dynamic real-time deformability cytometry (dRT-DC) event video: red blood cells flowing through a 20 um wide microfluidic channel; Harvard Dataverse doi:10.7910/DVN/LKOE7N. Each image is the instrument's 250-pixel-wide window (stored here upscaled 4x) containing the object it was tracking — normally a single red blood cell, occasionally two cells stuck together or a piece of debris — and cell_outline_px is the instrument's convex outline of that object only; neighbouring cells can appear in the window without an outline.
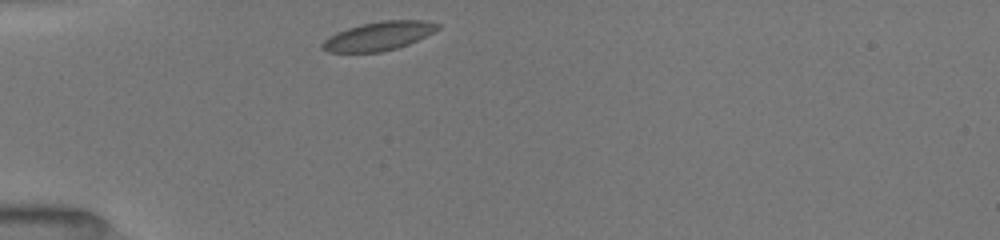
{"species": "common noctule bat (a hibernating species)", "species_latin": "Nyctalus noctula", "temperature_condition": "room temperature", "stored_images_in_passage": 32, "camera_frame_rate_fps": 3000, "um_per_image_px": 0.085, "animal": {"sex": "female", "body_mass_g": 19.5, "forearm_length_mm": 54.1}, "frame": {"image": 1, "passage_image": 1, "time_ms": 0.0, "image_size_px": [1000, 240], "cell_outline_px": [[440, 28], [408, 44], [396, 48], [380, 52], [328, 52], [320, 48], [320, 44], [328, 36], [336, 32], [348, 28], [380, 20], [424, 20], [440, 24]], "centroid_in_image_um": [32.14, 3.06], "position_along_channel_um": 52.9, "area_um2": 19.19}}
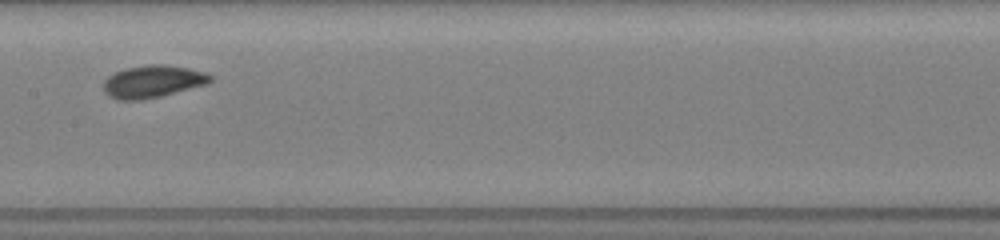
{"frame": {"image": 2, "passage_image": 13, "time_ms": 4.0, "image_size_px": [1000, 240], "cell_outline_px": [[212, 80], [208, 84], [160, 96], [140, 100], [116, 100], [108, 96], [104, 92], [104, 80], [108, 76], [116, 72], [128, 68], [148, 64], [164, 64], [188, 68], [204, 72], [212, 76]], "centroid_in_image_um": [12.97, 6.93], "position_along_channel_um": 194.4, "area_um2": 20.11}}
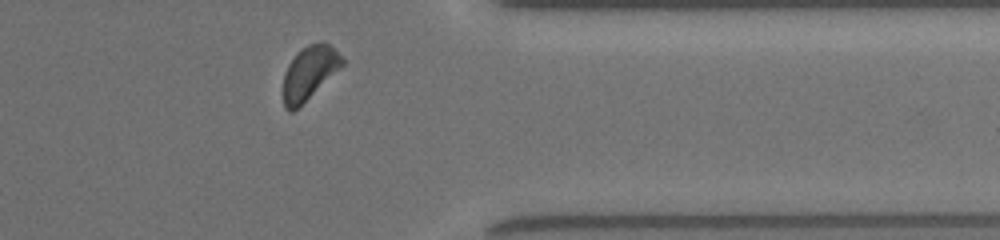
{"frame": {"image": 3, "passage_image": 28, "time_ms": 9.0, "image_size_px": [1000, 240], "cell_outline_px": [[344, 64], [340, 68], [292, 112], [288, 112], [284, 108], [284, 76], [288, 64], [296, 52], [308, 44], [324, 40], [344, 60]], "centroid_in_image_um": [26.27, 6.16], "position_along_channel_um": 385.1, "area_um2": 17.92}, "authors_computed_cell_mechanics": {"area_um2": 19.1896, "velocity_mm_per_s": 3.9706, "shape_relaxation_time_tau1_ms": 1.522, "shape_relaxation_time_tau2_ms": null, "deformation_change_tau1": 0.0599, "deformation_change_tau2": null}}